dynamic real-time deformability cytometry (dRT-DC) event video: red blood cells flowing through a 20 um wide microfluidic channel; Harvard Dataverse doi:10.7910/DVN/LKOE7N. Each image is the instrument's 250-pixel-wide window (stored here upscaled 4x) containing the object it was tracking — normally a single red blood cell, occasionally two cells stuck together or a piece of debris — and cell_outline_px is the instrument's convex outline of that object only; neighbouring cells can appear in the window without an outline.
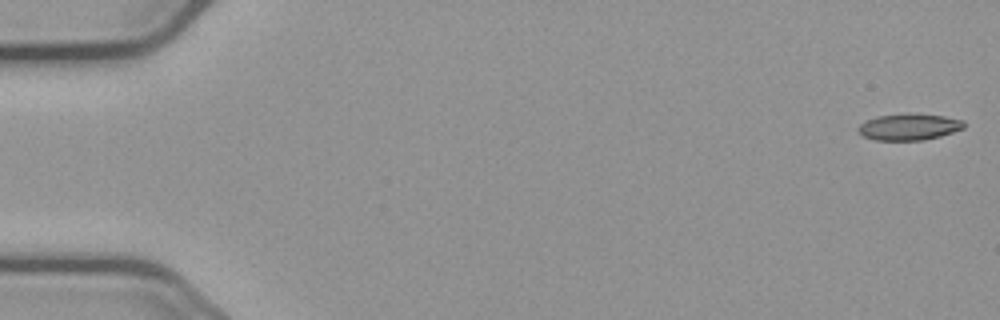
{"species": "common noctule bat (a hibernating species)", "species_latin": "Nyctalus noctula", "temperature_condition": "cold", "stored_images_in_passage": 56, "camera_frame_rate_fps": 3000, "um_per_image_px": 0.085, "animal": {"sex": "male", "body_mass_g": 23.1, "forearm_length_mm": 52.7}, "frame": {"image": 1, "passage_image": 1, "time_ms": 0.0, "image_size_px": [1000, 320], "cell_outline_px": [[964, 128], [940, 136], [924, 140], [876, 140], [864, 136], [856, 128], [860, 124], [876, 116], [944, 116], [964, 120]], "centroid_in_image_um": [77.27, 10.83], "position_along_channel_um": 7.7, "area_um2": 15.43}}
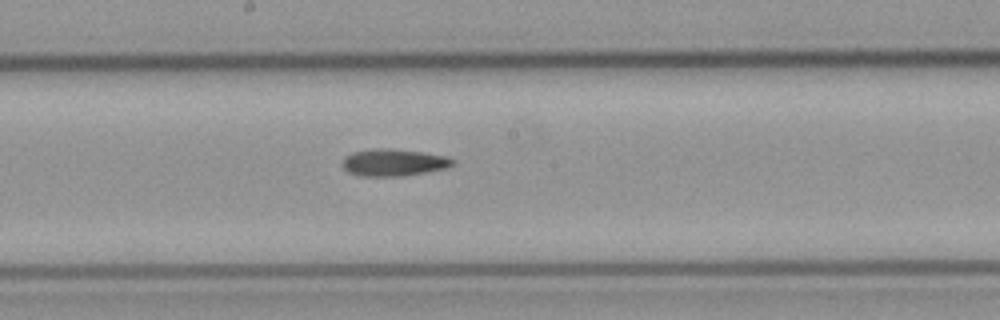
{"frame": {"image": 2, "passage_image": 30, "time_ms": 9.667, "image_size_px": [1000, 320], "cell_outline_px": [[456, 164], [448, 168], [404, 176], [360, 176], [348, 172], [340, 164], [344, 156], [352, 152], [372, 148], [388, 148], [424, 152], [448, 156], [456, 160]], "centroid_in_image_um": [33.48, 13.8], "position_along_channel_um": 214.7, "area_um2": 17.86}}
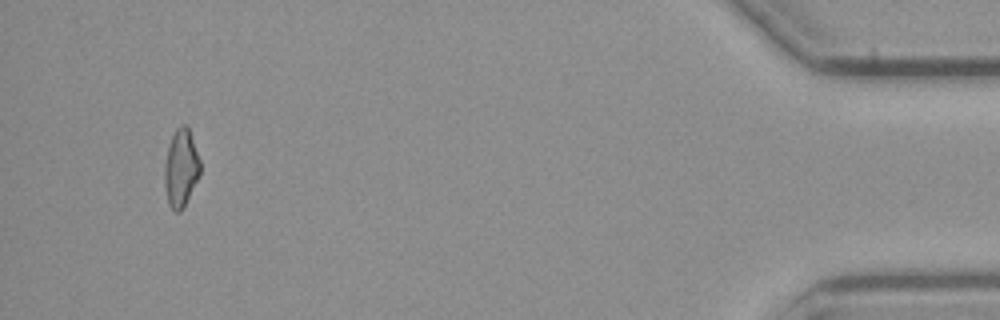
{"frame": {"image": 3, "passage_image": 53, "time_ms": 17.333, "image_size_px": [1000, 320], "cell_outline_px": [[200, 176], [180, 212], [176, 212], [168, 204], [164, 184], [164, 164], [168, 144], [176, 128], [180, 124], [188, 124], [200, 160]], "centroid_in_image_um": [15.37, 14.24], "position_along_channel_um": 419.8, "area_um2": 16.36}}